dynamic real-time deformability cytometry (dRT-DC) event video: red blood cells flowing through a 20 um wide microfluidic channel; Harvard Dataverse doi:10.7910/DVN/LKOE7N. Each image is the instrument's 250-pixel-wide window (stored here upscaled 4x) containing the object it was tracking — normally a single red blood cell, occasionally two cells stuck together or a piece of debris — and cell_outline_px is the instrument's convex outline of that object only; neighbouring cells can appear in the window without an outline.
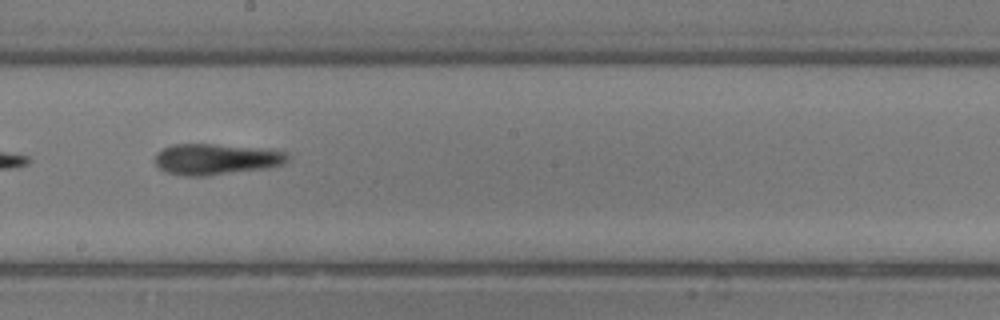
{"species": "common noctule bat (a hibernating species)", "species_latin": "Nyctalus noctula", "temperature_condition": "room temperature", "stored_images_in_passage": 30, "camera_frame_rate_fps": 3000, "um_per_image_px": 0.085, "animal": {"sex": "male", "body_mass_g": 13.3}, "frame": {"image": 1, "passage_image": 13, "time_ms": 4.0, "image_size_px": [1000, 320], "cell_outline_px": [[288, 160], [284, 164], [268, 168], [208, 176], [180, 176], [168, 172], [160, 168], [156, 164], [156, 152], [172, 144], [212, 144], [268, 148], [288, 152]], "centroid_in_image_um": [18.41, 13.53], "position_along_channel_um": 229.8, "area_um2": 24.28}}
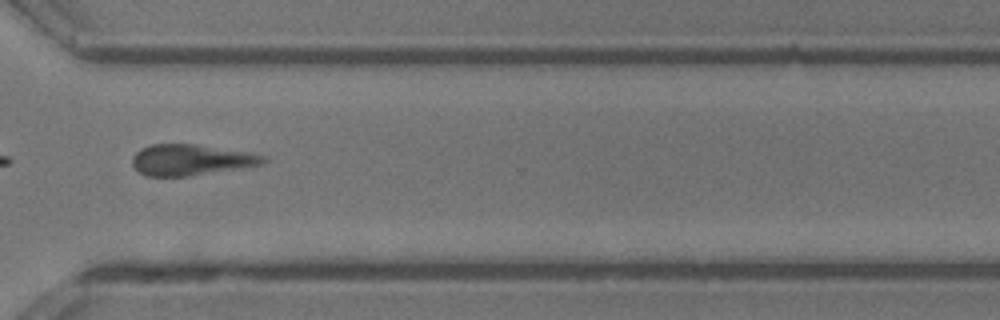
{"frame": {"image": 2, "passage_image": 22, "time_ms": 7.0, "image_size_px": [1000, 320], "cell_outline_px": [[268, 160], [264, 164], [188, 176], [144, 176], [132, 164], [132, 156], [140, 148], [152, 144], [196, 144], [252, 152], [264, 156]], "centroid_in_image_um": [16.24, 13.58], "position_along_channel_um": 354.4, "area_um2": 23.7}, "authors_computed_cell_mechanics": {"area_um2": 23.409, "velocity_mm_per_s": 4.1521, "shape_relaxation_time_tau1_ms": 2.0262, "shape_relaxation_time_tau2_ms": 3.7969, "deformation_change_tau1": 0.0994, "deformation_change_tau2": 0.1691}}